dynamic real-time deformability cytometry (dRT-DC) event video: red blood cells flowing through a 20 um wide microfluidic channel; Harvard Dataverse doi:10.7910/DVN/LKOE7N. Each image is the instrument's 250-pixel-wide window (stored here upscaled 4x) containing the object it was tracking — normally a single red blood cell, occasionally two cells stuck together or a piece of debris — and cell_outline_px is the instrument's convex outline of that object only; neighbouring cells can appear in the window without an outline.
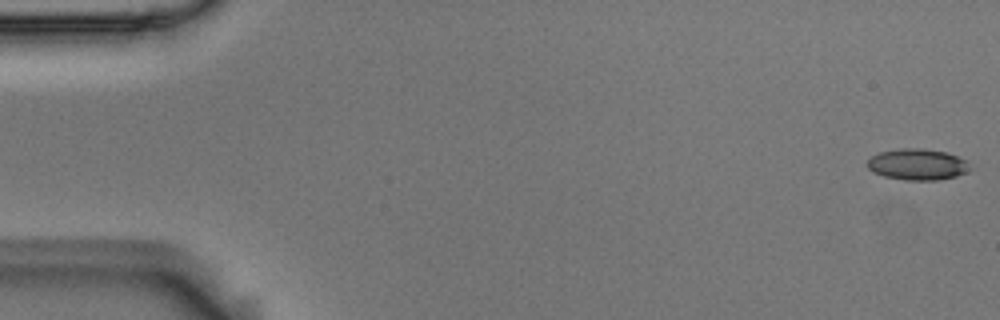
{"species": "Egyptian fruit bat (a non-hibernating species)", "species_latin": "Rousettus aegyptiacus", "temperature_condition": "room temperature", "stored_images_in_passage": 56, "camera_frame_rate_fps": 3000, "um_per_image_px": 0.085, "animal": {"sex": "male"}, "frame": {"image": 1, "passage_image": 1, "time_ms": 0.0, "image_size_px": [1000, 320], "cell_outline_px": [[972, 168], [968, 172], [956, 176], [936, 180], [904, 180], [884, 176], [872, 172], [868, 168], [868, 160], [872, 156], [880, 152], [900, 148], [924, 148], [948, 152], [968, 160]], "centroid_in_image_um": [78.04, 13.97], "position_along_channel_um": 7.0, "area_um2": 18.96}}
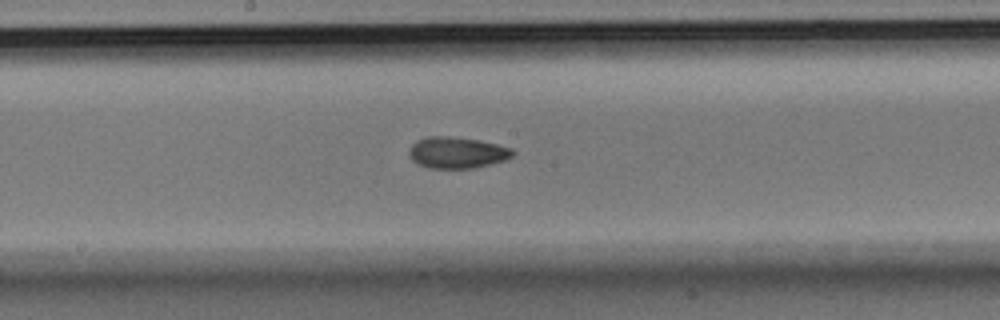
{"frame": {"image": 2, "passage_image": 29, "time_ms": 9.333, "image_size_px": [1000, 320], "cell_outline_px": [[516, 152], [512, 156], [504, 160], [476, 168], [428, 168], [416, 164], [408, 156], [408, 152], [412, 144], [416, 140], [428, 136], [448, 136], [480, 140], [512, 148]], "centroid_in_image_um": [38.82, 12.97], "position_along_channel_um": 209.4, "area_um2": 19.13}}
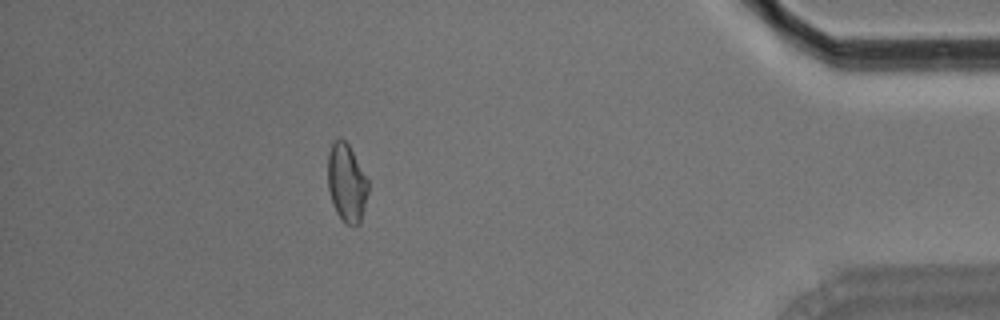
{"frame": {"image": 3, "passage_image": 49, "time_ms": 16.0, "image_size_px": [1000, 320], "cell_outline_px": [[368, 192], [360, 224], [356, 228], [352, 228], [344, 224], [336, 212], [332, 204], [328, 188], [328, 152], [332, 140], [340, 136], [348, 144], [368, 180]], "centroid_in_image_um": [29.45, 15.58], "position_along_channel_um": 405.8, "area_um2": 18.79}, "authors_computed_cell_mechanics": {"area_um2": 18.7272, "velocity_mm_per_s": 3.6641, "shape_relaxation_time_tau1_ms": 9.9261, "shape_relaxation_time_tau2_ms": 4.8439, "deformation_change_tau1": 0.1421, "deformation_change_tau2": 0.1005}}